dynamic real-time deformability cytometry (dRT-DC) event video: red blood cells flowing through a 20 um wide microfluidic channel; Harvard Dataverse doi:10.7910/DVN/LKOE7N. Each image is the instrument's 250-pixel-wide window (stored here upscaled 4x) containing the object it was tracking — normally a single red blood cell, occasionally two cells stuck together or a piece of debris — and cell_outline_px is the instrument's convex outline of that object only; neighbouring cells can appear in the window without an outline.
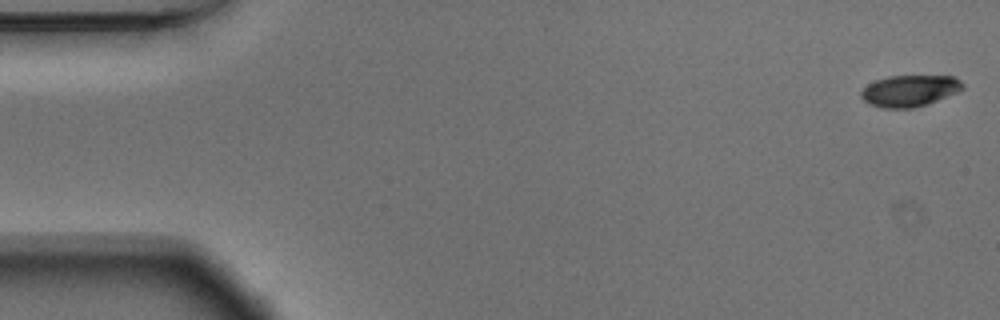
{"species": "Egyptian fruit bat (a non-hibernating species)", "species_latin": "Rousettus aegyptiacus", "temperature_condition": "warm", "stored_images_in_passage": 54, "camera_frame_rate_fps": 3000, "um_per_image_px": 0.085, "animal": {"sex": "male"}, "frame": {"image": 1, "passage_image": 1, "time_ms": 0.0, "image_size_px": [1000, 320], "cell_outline_px": [[964, 88], [956, 92], [928, 104], [912, 108], [884, 108], [872, 104], [864, 100], [860, 96], [860, 92], [868, 84], [876, 80], [888, 76], [952, 76], [960, 80], [964, 84]], "centroid_in_image_um": [77.32, 7.71], "position_along_channel_um": 7.7, "area_um2": 18.44}}
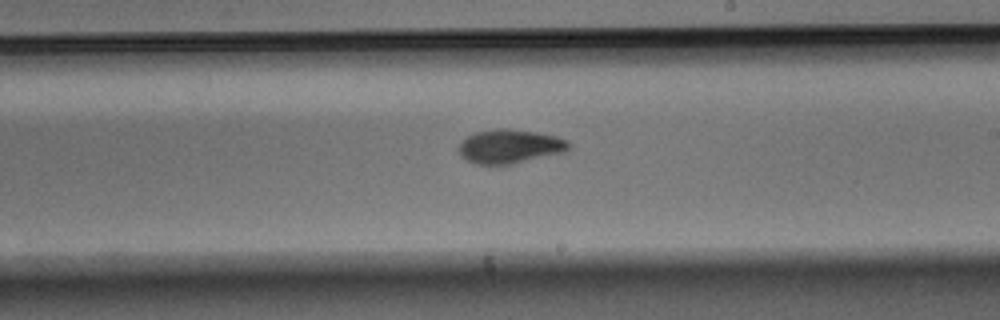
{"frame": {"image": 2, "passage_image": 31, "time_ms": 10.0, "image_size_px": [1000, 320], "cell_outline_px": [[572, 144], [564, 152], [512, 164], [476, 164], [460, 156], [456, 148], [468, 136], [476, 132], [496, 128], [504, 128], [536, 132], [556, 136], [568, 140]], "centroid_in_image_um": [43.33, 12.44], "position_along_channel_um": 245.7, "area_um2": 21.73}}
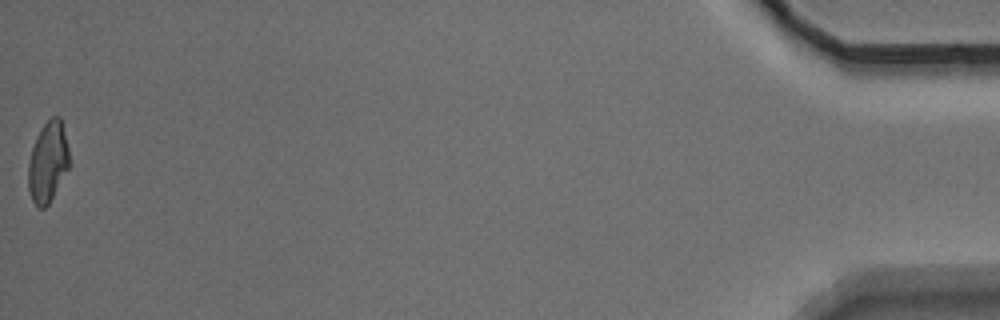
{"frame": {"image": 3, "passage_image": 54, "time_ms": 17.667, "image_size_px": [1000, 320], "cell_outline_px": [[72, 164], [48, 204], [44, 208], [40, 208], [32, 200], [28, 188], [28, 164], [32, 148], [36, 136], [44, 124], [52, 116], [60, 116]], "centroid_in_image_um": [4.09, 13.77], "position_along_channel_um": 431.1, "area_um2": 19.36}, "authors_computed_cell_mechanics": {"area_um2": 20.4612, "velocity_mm_per_s": 3.7236, "shape_relaxation_time_tau1_ms": 3.0409, "shape_relaxation_time_tau2_ms": 6.7082, "deformation_change_tau1": 0.15, "deformation_change_tau2": 0.1009}}